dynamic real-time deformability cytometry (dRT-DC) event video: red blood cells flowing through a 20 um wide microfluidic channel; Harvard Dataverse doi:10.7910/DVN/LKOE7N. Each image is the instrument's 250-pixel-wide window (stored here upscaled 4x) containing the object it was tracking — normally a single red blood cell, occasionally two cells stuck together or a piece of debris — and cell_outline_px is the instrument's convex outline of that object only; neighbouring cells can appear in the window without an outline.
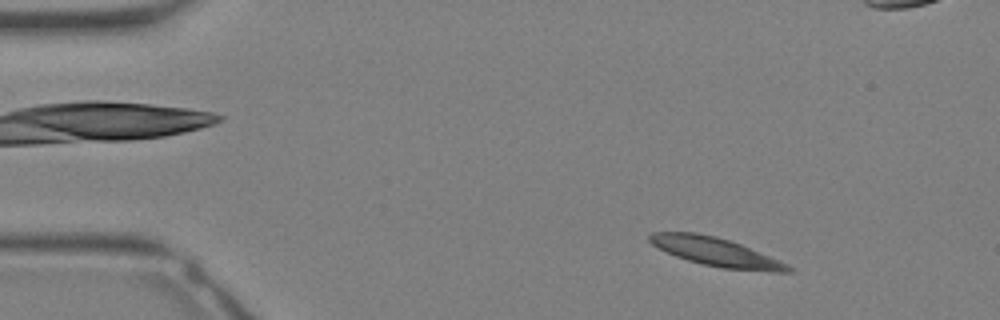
{"species": "Egyptian fruit bat (a non-hibernating species)", "species_latin": "Rousettus aegyptiacus", "temperature_condition": "warm", "stored_images_in_passage": 32, "camera_frame_rate_fps": 3000, "um_per_image_px": 0.085, "animal": {"sex": "female"}, "frame": {"image": 1, "passage_image": 3, "time_ms": 0.667, "image_size_px": [1000, 320], "cell_outline_px": [[796, 272], [772, 272], [720, 268], [688, 260], [676, 256], [652, 244], [648, 240], [648, 236], [652, 232], [696, 232], [716, 236], [740, 244], [788, 264], [796, 268]], "centroid_in_image_um": [60.9, 21.42], "position_along_channel_um": 24.1, "area_um2": 22.95}}
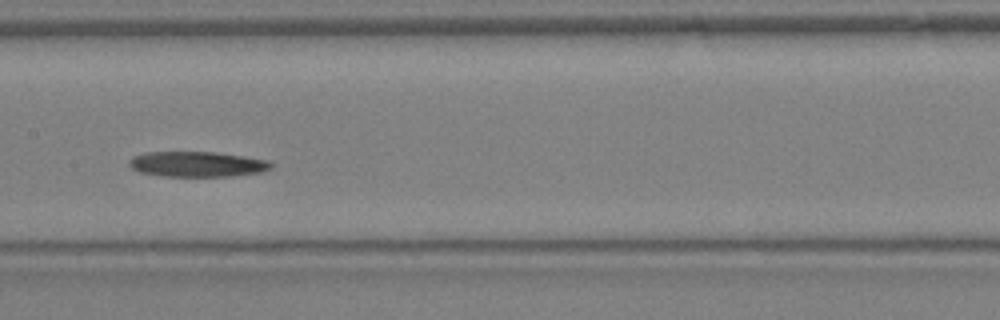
{"frame": {"image": 2, "passage_image": 15, "time_ms": 4.667, "image_size_px": [1000, 320], "cell_outline_px": [[272, 168], [260, 172], [232, 176], [164, 176], [140, 172], [132, 168], [128, 164], [128, 160], [132, 156], [144, 152], [216, 152], [244, 156], [268, 160], [272, 164]], "centroid_in_image_um": [16.74, 13.94], "position_along_channel_um": 190.7, "area_um2": 20.98}}
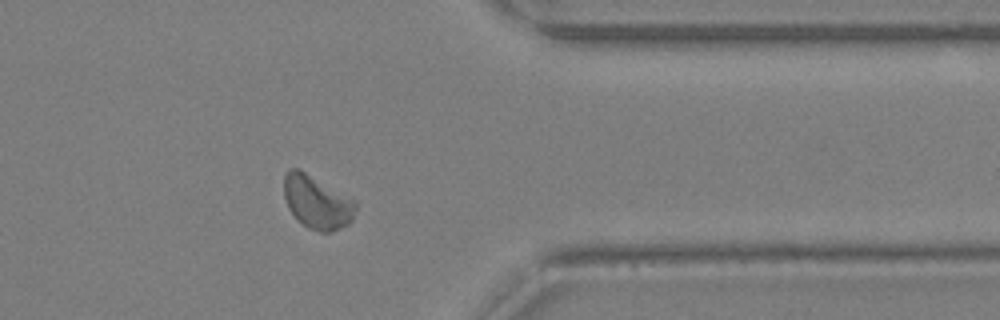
{"frame": {"image": 3, "passage_image": 25, "time_ms": 8.0, "image_size_px": [1000, 320], "cell_outline_px": [[356, 208], [352, 220], [348, 224], [332, 232], [320, 232], [308, 228], [288, 208], [284, 196], [284, 172], [288, 168], [296, 168], [304, 172], [356, 200]], "centroid_in_image_um": [26.95, 17.18], "position_along_channel_um": 384.5, "area_um2": 22.02}}